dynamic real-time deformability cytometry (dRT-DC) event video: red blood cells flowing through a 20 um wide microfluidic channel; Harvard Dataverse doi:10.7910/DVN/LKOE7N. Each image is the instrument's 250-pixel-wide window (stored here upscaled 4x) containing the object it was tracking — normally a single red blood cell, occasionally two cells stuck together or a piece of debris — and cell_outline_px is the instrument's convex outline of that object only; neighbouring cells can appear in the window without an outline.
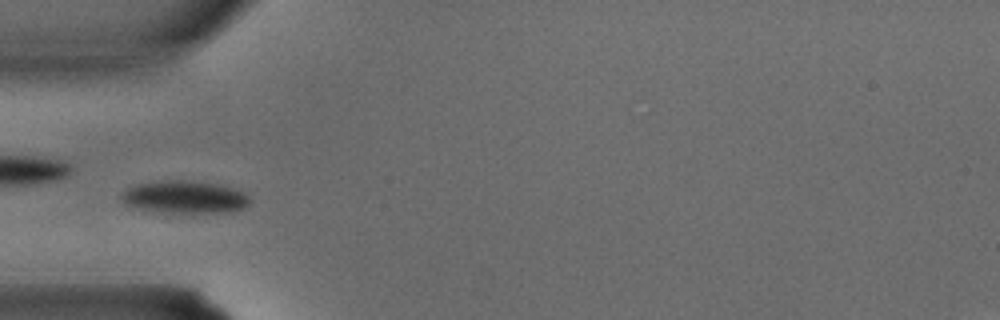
{"species": "common noctule bat (a hibernating species)", "species_latin": "Nyctalus noctula", "temperature_condition": "warm", "stored_images_in_passage": 26, "camera_frame_rate_fps": 3000, "um_per_image_px": 0.085, "animal": {"sex": "male", "body_mass_g": 15.6}, "frame": {"image": 1, "passage_image": 2, "time_ms": 0.333, "image_size_px": [1000, 320], "cell_outline_px": [[248, 204], [244, 208], [232, 212], [164, 212], [136, 208], [124, 204], [120, 200], [120, 192], [136, 184], [172, 180], [184, 180], [216, 184], [232, 188], [248, 196]], "centroid_in_image_um": [15.63, 16.76], "position_along_channel_um": 69.4, "area_um2": 24.04}}
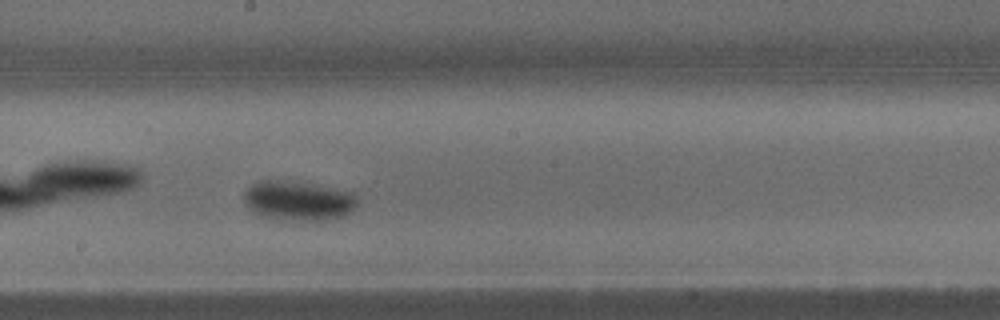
{"frame": {"image": 2, "passage_image": 10, "time_ms": 3.0, "image_size_px": [1000, 320], "cell_outline_px": [[356, 208], [344, 216], [324, 220], [288, 220], [268, 216], [256, 212], [248, 208], [244, 204], [244, 192], [252, 184], [260, 180], [272, 180], [352, 192], [356, 196]], "centroid_in_image_um": [25.33, 17.09], "position_along_channel_um": 222.9, "area_um2": 25.14}}
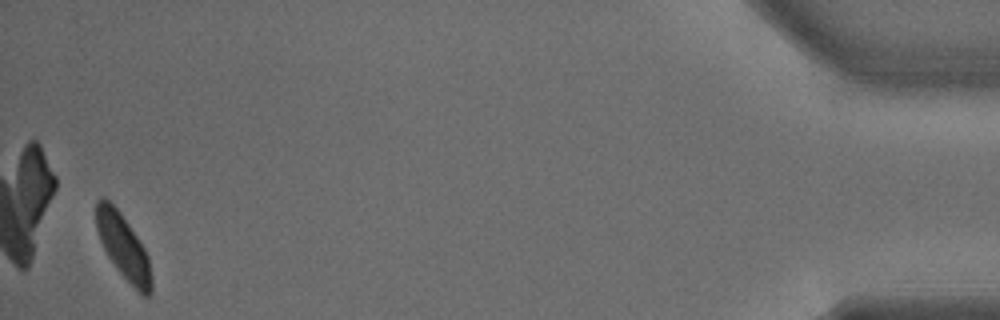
{"frame": {"image": 3, "passage_image": 25, "time_ms": 8.0, "image_size_px": [1000, 320], "cell_outline_px": [[152, 292], [148, 300], [116, 268], [108, 256], [100, 240], [96, 228], [96, 200], [100, 196], [104, 196], [120, 212], [144, 248], [148, 256], [152, 276]], "centroid_in_image_um": [10.48, 20.96], "position_along_channel_um": 424.7, "area_um2": 20.63}}